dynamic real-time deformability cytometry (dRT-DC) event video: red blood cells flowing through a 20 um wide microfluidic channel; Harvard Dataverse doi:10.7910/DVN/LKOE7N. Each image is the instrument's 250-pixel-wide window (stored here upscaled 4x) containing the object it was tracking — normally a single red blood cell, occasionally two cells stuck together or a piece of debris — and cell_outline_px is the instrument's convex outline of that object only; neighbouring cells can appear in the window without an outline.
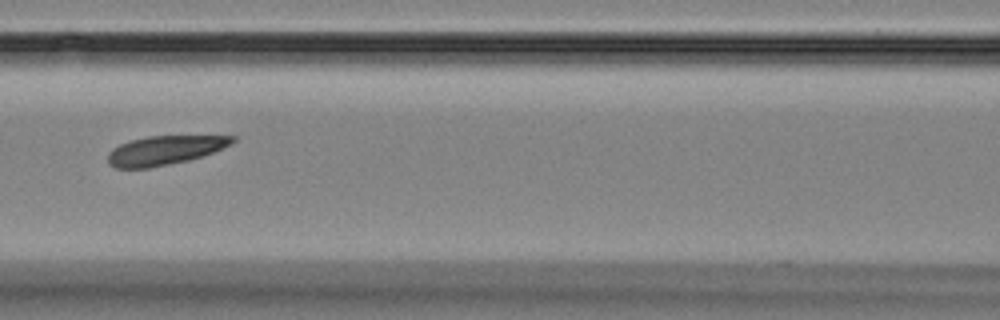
{"species": "Egyptian fruit bat (a non-hibernating species)", "species_latin": "Rousettus aegyptiacus", "temperature_condition": "room temperature", "stored_images_in_passage": 5, "camera_frame_rate_fps": 3000, "um_per_image_px": 0.085, "animal": {"sex": "female"}, "frame": {"image": 1, "passage_image": 4, "time_ms": 4.0, "image_size_px": [1000, 320], "cell_outline_px": [[236, 140], [232, 144], [212, 152], [188, 160], [148, 168], [116, 168], [108, 164], [108, 152], [112, 148], [120, 144], [132, 140], [148, 136], [236, 136]], "centroid_in_image_um": [13.97, 12.77], "position_along_channel_um": 152.6, "area_um2": 20.87}}
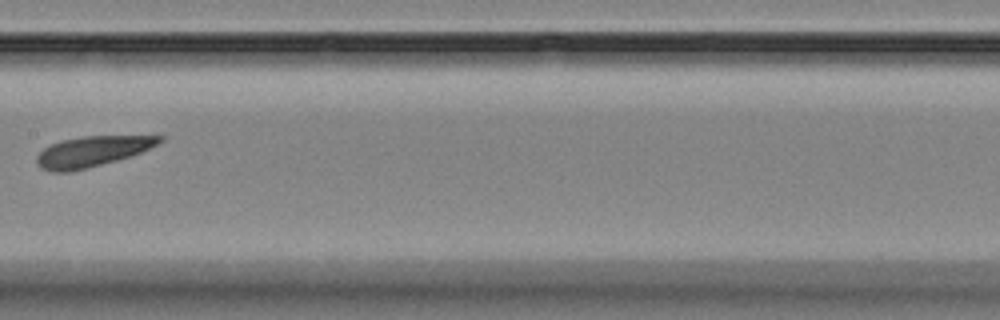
{"frame": {"image": 2, "passage_image": 5, "time_ms": 5.333, "image_size_px": [1000, 320], "cell_outline_px": [[164, 140], [132, 156], [88, 168], [68, 172], [52, 172], [40, 168], [36, 164], [36, 156], [48, 144], [60, 140], [84, 136], [164, 136]], "centroid_in_image_um": [7.76, 12.88], "position_along_channel_um": 199.6, "area_um2": 21.85}}